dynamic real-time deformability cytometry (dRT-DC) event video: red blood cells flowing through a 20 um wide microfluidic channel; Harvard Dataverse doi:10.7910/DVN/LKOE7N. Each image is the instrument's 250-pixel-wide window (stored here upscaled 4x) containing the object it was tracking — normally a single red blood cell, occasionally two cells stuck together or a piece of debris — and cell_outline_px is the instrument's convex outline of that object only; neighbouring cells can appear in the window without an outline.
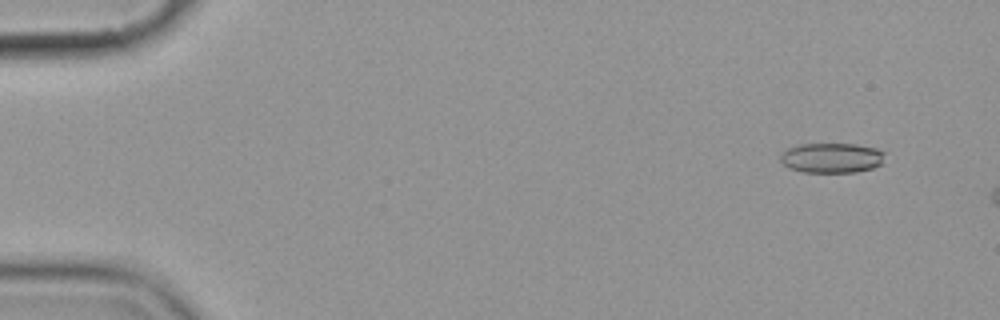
{"species": "common noctule bat (a hibernating species)", "species_latin": "Nyctalus noctula", "temperature_condition": "cold", "stored_images_in_passage": 4, "camera_frame_rate_fps": 3000, "um_per_image_px": 0.085, "animal": {"sex": "female", "body_mass_g": 19.9}, "frame": {"image": 1, "passage_image": 2, "time_ms": 1.0, "image_size_px": [1000, 320], "cell_outline_px": [[884, 152], [880, 164], [872, 168], [856, 172], [804, 172], [792, 168], [784, 164], [780, 160], [780, 156], [788, 148], [800, 144], [856, 144], [876, 148]], "centroid_in_image_um": [70.69, 13.41], "position_along_channel_um": 14.3, "area_um2": 17.98}}